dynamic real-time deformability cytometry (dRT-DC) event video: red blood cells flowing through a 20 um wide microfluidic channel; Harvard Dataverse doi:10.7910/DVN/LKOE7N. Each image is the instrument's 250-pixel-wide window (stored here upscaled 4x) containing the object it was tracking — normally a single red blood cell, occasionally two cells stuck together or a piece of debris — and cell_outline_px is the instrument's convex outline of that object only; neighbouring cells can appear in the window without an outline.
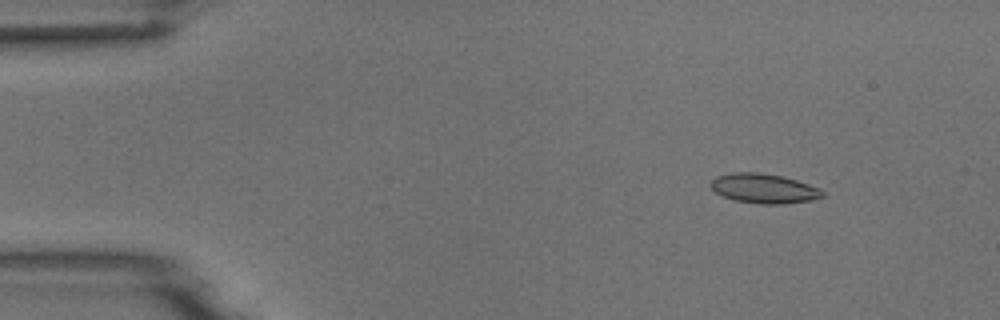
{"species": "common noctule bat (a hibernating species)", "species_latin": "Nyctalus noctula", "temperature_condition": "room temperature", "stored_images_in_passage": 3, "camera_frame_rate_fps": 3000, "um_per_image_px": 0.085, "animal": {"sex": "male", "body_mass_g": 18.8}, "frame": {"image": 1, "passage_image": 1, "time_ms": 0.0, "image_size_px": [1000, 320], "cell_outline_px": [[824, 196], [812, 200], [780, 204], [760, 204], [736, 200], [724, 196], [716, 192], [708, 184], [716, 176], [732, 172], [760, 172], [780, 176], [796, 180], [820, 188], [824, 192]], "centroid_in_image_um": [64.92, 16.01], "position_along_channel_um": 20.1, "area_um2": 19.19}}